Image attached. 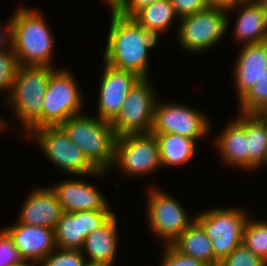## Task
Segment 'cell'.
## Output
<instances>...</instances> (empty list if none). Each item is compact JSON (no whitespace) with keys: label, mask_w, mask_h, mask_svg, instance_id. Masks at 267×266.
<instances>
[{"label":"cell","mask_w":267,"mask_h":266,"mask_svg":"<svg viewBox=\"0 0 267 266\" xmlns=\"http://www.w3.org/2000/svg\"><path fill=\"white\" fill-rule=\"evenodd\" d=\"M229 20L228 11L215 6L183 17L178 20L179 45L192 53L205 51L216 45L227 33Z\"/></svg>","instance_id":"7"},{"label":"cell","mask_w":267,"mask_h":266,"mask_svg":"<svg viewBox=\"0 0 267 266\" xmlns=\"http://www.w3.org/2000/svg\"><path fill=\"white\" fill-rule=\"evenodd\" d=\"M86 266H113V264L87 262Z\"/></svg>","instance_id":"41"},{"label":"cell","mask_w":267,"mask_h":266,"mask_svg":"<svg viewBox=\"0 0 267 266\" xmlns=\"http://www.w3.org/2000/svg\"><path fill=\"white\" fill-rule=\"evenodd\" d=\"M257 1L261 4L263 12L266 14L267 17V0H257Z\"/></svg>","instance_id":"40"},{"label":"cell","mask_w":267,"mask_h":266,"mask_svg":"<svg viewBox=\"0 0 267 266\" xmlns=\"http://www.w3.org/2000/svg\"><path fill=\"white\" fill-rule=\"evenodd\" d=\"M33 137L43 154L59 169L75 176H97L105 173L98 171L86 158L83 151L73 144L63 129L58 126H44L33 130Z\"/></svg>","instance_id":"6"},{"label":"cell","mask_w":267,"mask_h":266,"mask_svg":"<svg viewBox=\"0 0 267 266\" xmlns=\"http://www.w3.org/2000/svg\"><path fill=\"white\" fill-rule=\"evenodd\" d=\"M116 223L114 214L103 226L85 237L80 251L85 257L89 256L87 262L114 264L119 237Z\"/></svg>","instance_id":"21"},{"label":"cell","mask_w":267,"mask_h":266,"mask_svg":"<svg viewBox=\"0 0 267 266\" xmlns=\"http://www.w3.org/2000/svg\"><path fill=\"white\" fill-rule=\"evenodd\" d=\"M99 85L98 118L112 122L119 114L130 89L140 79L131 71L119 70L106 63Z\"/></svg>","instance_id":"14"},{"label":"cell","mask_w":267,"mask_h":266,"mask_svg":"<svg viewBox=\"0 0 267 266\" xmlns=\"http://www.w3.org/2000/svg\"><path fill=\"white\" fill-rule=\"evenodd\" d=\"M12 236L16 248L25 262L39 264L55 250L54 229L42 226H29L16 222L5 228Z\"/></svg>","instance_id":"16"},{"label":"cell","mask_w":267,"mask_h":266,"mask_svg":"<svg viewBox=\"0 0 267 266\" xmlns=\"http://www.w3.org/2000/svg\"><path fill=\"white\" fill-rule=\"evenodd\" d=\"M157 137L163 166H179L188 163L196 152L195 139L173 133L154 134Z\"/></svg>","instance_id":"23"},{"label":"cell","mask_w":267,"mask_h":266,"mask_svg":"<svg viewBox=\"0 0 267 266\" xmlns=\"http://www.w3.org/2000/svg\"><path fill=\"white\" fill-rule=\"evenodd\" d=\"M242 244L267 263V222L248 218Z\"/></svg>","instance_id":"26"},{"label":"cell","mask_w":267,"mask_h":266,"mask_svg":"<svg viewBox=\"0 0 267 266\" xmlns=\"http://www.w3.org/2000/svg\"><path fill=\"white\" fill-rule=\"evenodd\" d=\"M178 18L197 14L211 6L208 0H170Z\"/></svg>","instance_id":"33"},{"label":"cell","mask_w":267,"mask_h":266,"mask_svg":"<svg viewBox=\"0 0 267 266\" xmlns=\"http://www.w3.org/2000/svg\"><path fill=\"white\" fill-rule=\"evenodd\" d=\"M147 200L149 227L165 244H171L195 221L189 218L181 203L162 190L152 187Z\"/></svg>","instance_id":"11"},{"label":"cell","mask_w":267,"mask_h":266,"mask_svg":"<svg viewBox=\"0 0 267 266\" xmlns=\"http://www.w3.org/2000/svg\"><path fill=\"white\" fill-rule=\"evenodd\" d=\"M218 266H267V263L244 244H240Z\"/></svg>","instance_id":"30"},{"label":"cell","mask_w":267,"mask_h":266,"mask_svg":"<svg viewBox=\"0 0 267 266\" xmlns=\"http://www.w3.org/2000/svg\"><path fill=\"white\" fill-rule=\"evenodd\" d=\"M3 117L0 116V131H4V130H7L8 127V124L7 122L2 119Z\"/></svg>","instance_id":"39"},{"label":"cell","mask_w":267,"mask_h":266,"mask_svg":"<svg viewBox=\"0 0 267 266\" xmlns=\"http://www.w3.org/2000/svg\"><path fill=\"white\" fill-rule=\"evenodd\" d=\"M54 37L39 9L20 7L12 16V47L21 66H53Z\"/></svg>","instance_id":"3"},{"label":"cell","mask_w":267,"mask_h":266,"mask_svg":"<svg viewBox=\"0 0 267 266\" xmlns=\"http://www.w3.org/2000/svg\"><path fill=\"white\" fill-rule=\"evenodd\" d=\"M114 164L130 177H141L157 171L162 166L157 137L151 132L118 136Z\"/></svg>","instance_id":"9"},{"label":"cell","mask_w":267,"mask_h":266,"mask_svg":"<svg viewBox=\"0 0 267 266\" xmlns=\"http://www.w3.org/2000/svg\"><path fill=\"white\" fill-rule=\"evenodd\" d=\"M78 86L69 69H57L51 75L44 94L42 127L58 126L68 118L83 113V95Z\"/></svg>","instance_id":"8"},{"label":"cell","mask_w":267,"mask_h":266,"mask_svg":"<svg viewBox=\"0 0 267 266\" xmlns=\"http://www.w3.org/2000/svg\"><path fill=\"white\" fill-rule=\"evenodd\" d=\"M161 103H155L152 134L173 133L196 141L208 135L211 125L204 113L182 104Z\"/></svg>","instance_id":"12"},{"label":"cell","mask_w":267,"mask_h":266,"mask_svg":"<svg viewBox=\"0 0 267 266\" xmlns=\"http://www.w3.org/2000/svg\"><path fill=\"white\" fill-rule=\"evenodd\" d=\"M7 23L8 25H6V28H4L5 29L4 31L2 30V27L0 26L1 27L0 32H2L0 33V50H4L12 46V17L10 18L9 22L7 21Z\"/></svg>","instance_id":"35"},{"label":"cell","mask_w":267,"mask_h":266,"mask_svg":"<svg viewBox=\"0 0 267 266\" xmlns=\"http://www.w3.org/2000/svg\"><path fill=\"white\" fill-rule=\"evenodd\" d=\"M150 78H140L130 89L117 117L111 122L116 136L150 133L154 119L156 92Z\"/></svg>","instance_id":"10"},{"label":"cell","mask_w":267,"mask_h":266,"mask_svg":"<svg viewBox=\"0 0 267 266\" xmlns=\"http://www.w3.org/2000/svg\"><path fill=\"white\" fill-rule=\"evenodd\" d=\"M241 113L256 114L267 104V68L251 90L238 101Z\"/></svg>","instance_id":"27"},{"label":"cell","mask_w":267,"mask_h":266,"mask_svg":"<svg viewBox=\"0 0 267 266\" xmlns=\"http://www.w3.org/2000/svg\"><path fill=\"white\" fill-rule=\"evenodd\" d=\"M176 17L178 15L170 0H157L140 9L132 18L145 28L165 33Z\"/></svg>","instance_id":"25"},{"label":"cell","mask_w":267,"mask_h":266,"mask_svg":"<svg viewBox=\"0 0 267 266\" xmlns=\"http://www.w3.org/2000/svg\"><path fill=\"white\" fill-rule=\"evenodd\" d=\"M211 3V6H215V0H208Z\"/></svg>","instance_id":"43"},{"label":"cell","mask_w":267,"mask_h":266,"mask_svg":"<svg viewBox=\"0 0 267 266\" xmlns=\"http://www.w3.org/2000/svg\"><path fill=\"white\" fill-rule=\"evenodd\" d=\"M102 1H104V3L109 4L112 12H118L126 2V0H102Z\"/></svg>","instance_id":"37"},{"label":"cell","mask_w":267,"mask_h":266,"mask_svg":"<svg viewBox=\"0 0 267 266\" xmlns=\"http://www.w3.org/2000/svg\"><path fill=\"white\" fill-rule=\"evenodd\" d=\"M2 230V231H1ZM0 230V266H18L25 261L16 248L14 240L9 232L3 228Z\"/></svg>","instance_id":"31"},{"label":"cell","mask_w":267,"mask_h":266,"mask_svg":"<svg viewBox=\"0 0 267 266\" xmlns=\"http://www.w3.org/2000/svg\"><path fill=\"white\" fill-rule=\"evenodd\" d=\"M195 220L211 239L214 251V266L242 244L247 215L243 209L214 208L197 214Z\"/></svg>","instance_id":"5"},{"label":"cell","mask_w":267,"mask_h":266,"mask_svg":"<svg viewBox=\"0 0 267 266\" xmlns=\"http://www.w3.org/2000/svg\"><path fill=\"white\" fill-rule=\"evenodd\" d=\"M65 212L111 210L109 202L94 185L83 180H65L52 186Z\"/></svg>","instance_id":"17"},{"label":"cell","mask_w":267,"mask_h":266,"mask_svg":"<svg viewBox=\"0 0 267 266\" xmlns=\"http://www.w3.org/2000/svg\"><path fill=\"white\" fill-rule=\"evenodd\" d=\"M245 1L247 0H215V7L228 10Z\"/></svg>","instance_id":"36"},{"label":"cell","mask_w":267,"mask_h":266,"mask_svg":"<svg viewBox=\"0 0 267 266\" xmlns=\"http://www.w3.org/2000/svg\"><path fill=\"white\" fill-rule=\"evenodd\" d=\"M171 245L182 254L191 256L207 266H214L211 239L196 220Z\"/></svg>","instance_id":"22"},{"label":"cell","mask_w":267,"mask_h":266,"mask_svg":"<svg viewBox=\"0 0 267 266\" xmlns=\"http://www.w3.org/2000/svg\"><path fill=\"white\" fill-rule=\"evenodd\" d=\"M59 126L98 171L107 172L111 169L117 136L110 122L81 113L68 118Z\"/></svg>","instance_id":"4"},{"label":"cell","mask_w":267,"mask_h":266,"mask_svg":"<svg viewBox=\"0 0 267 266\" xmlns=\"http://www.w3.org/2000/svg\"><path fill=\"white\" fill-rule=\"evenodd\" d=\"M164 247L161 266H207L203 262L177 251L171 244H165Z\"/></svg>","instance_id":"32"},{"label":"cell","mask_w":267,"mask_h":266,"mask_svg":"<svg viewBox=\"0 0 267 266\" xmlns=\"http://www.w3.org/2000/svg\"><path fill=\"white\" fill-rule=\"evenodd\" d=\"M53 67L20 65L12 91L6 98L26 136L42 127L44 94L51 75L57 70Z\"/></svg>","instance_id":"2"},{"label":"cell","mask_w":267,"mask_h":266,"mask_svg":"<svg viewBox=\"0 0 267 266\" xmlns=\"http://www.w3.org/2000/svg\"><path fill=\"white\" fill-rule=\"evenodd\" d=\"M18 266H39V265H37V263H34V262H24L23 264L18 265Z\"/></svg>","instance_id":"42"},{"label":"cell","mask_w":267,"mask_h":266,"mask_svg":"<svg viewBox=\"0 0 267 266\" xmlns=\"http://www.w3.org/2000/svg\"><path fill=\"white\" fill-rule=\"evenodd\" d=\"M57 249V250H56ZM80 250L55 248L39 266H86L87 259Z\"/></svg>","instance_id":"29"},{"label":"cell","mask_w":267,"mask_h":266,"mask_svg":"<svg viewBox=\"0 0 267 266\" xmlns=\"http://www.w3.org/2000/svg\"><path fill=\"white\" fill-rule=\"evenodd\" d=\"M104 63L119 69L131 71L140 78H148L149 49L158 43L163 32L141 26L132 17L112 12Z\"/></svg>","instance_id":"1"},{"label":"cell","mask_w":267,"mask_h":266,"mask_svg":"<svg viewBox=\"0 0 267 266\" xmlns=\"http://www.w3.org/2000/svg\"><path fill=\"white\" fill-rule=\"evenodd\" d=\"M235 66V88L239 101L251 90L267 68V41L243 45Z\"/></svg>","instance_id":"18"},{"label":"cell","mask_w":267,"mask_h":266,"mask_svg":"<svg viewBox=\"0 0 267 266\" xmlns=\"http://www.w3.org/2000/svg\"><path fill=\"white\" fill-rule=\"evenodd\" d=\"M262 120L267 122V104L256 113Z\"/></svg>","instance_id":"38"},{"label":"cell","mask_w":267,"mask_h":266,"mask_svg":"<svg viewBox=\"0 0 267 266\" xmlns=\"http://www.w3.org/2000/svg\"><path fill=\"white\" fill-rule=\"evenodd\" d=\"M20 212L18 223L55 230L64 211L52 187H42L28 195Z\"/></svg>","instance_id":"15"},{"label":"cell","mask_w":267,"mask_h":266,"mask_svg":"<svg viewBox=\"0 0 267 266\" xmlns=\"http://www.w3.org/2000/svg\"><path fill=\"white\" fill-rule=\"evenodd\" d=\"M248 170H255L267 158V122L257 114H247Z\"/></svg>","instance_id":"24"},{"label":"cell","mask_w":267,"mask_h":266,"mask_svg":"<svg viewBox=\"0 0 267 266\" xmlns=\"http://www.w3.org/2000/svg\"><path fill=\"white\" fill-rule=\"evenodd\" d=\"M215 141L224 163L248 170L247 114L229 122Z\"/></svg>","instance_id":"19"},{"label":"cell","mask_w":267,"mask_h":266,"mask_svg":"<svg viewBox=\"0 0 267 266\" xmlns=\"http://www.w3.org/2000/svg\"><path fill=\"white\" fill-rule=\"evenodd\" d=\"M157 0H126L118 13L125 17H133L140 9Z\"/></svg>","instance_id":"34"},{"label":"cell","mask_w":267,"mask_h":266,"mask_svg":"<svg viewBox=\"0 0 267 266\" xmlns=\"http://www.w3.org/2000/svg\"><path fill=\"white\" fill-rule=\"evenodd\" d=\"M115 213L110 210L63 212L55 230V246L80 250L85 237L103 226Z\"/></svg>","instance_id":"13"},{"label":"cell","mask_w":267,"mask_h":266,"mask_svg":"<svg viewBox=\"0 0 267 266\" xmlns=\"http://www.w3.org/2000/svg\"><path fill=\"white\" fill-rule=\"evenodd\" d=\"M236 8L237 11L239 9L234 24L236 41L242 42L243 45L267 41V17L261 4L257 0H247L228 9V15L232 10L236 12Z\"/></svg>","instance_id":"20"},{"label":"cell","mask_w":267,"mask_h":266,"mask_svg":"<svg viewBox=\"0 0 267 266\" xmlns=\"http://www.w3.org/2000/svg\"><path fill=\"white\" fill-rule=\"evenodd\" d=\"M20 64L12 46L0 50V91H12L15 76Z\"/></svg>","instance_id":"28"}]
</instances>
